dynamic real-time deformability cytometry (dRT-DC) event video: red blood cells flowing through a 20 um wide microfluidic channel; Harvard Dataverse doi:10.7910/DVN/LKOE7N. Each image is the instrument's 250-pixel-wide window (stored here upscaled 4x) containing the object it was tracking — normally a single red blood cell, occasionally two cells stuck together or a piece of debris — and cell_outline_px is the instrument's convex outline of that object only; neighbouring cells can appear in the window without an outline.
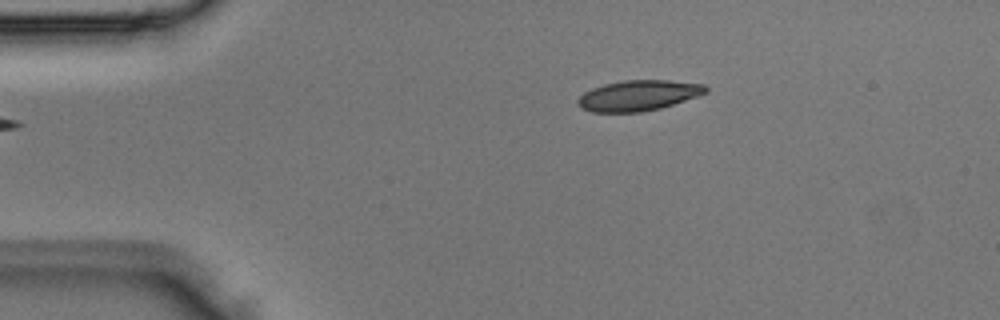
{"species": "Egyptian fruit bat (a non-hibernating species)", "species_latin": "Rousettus aegyptiacus", "temperature_condition": "room temperature", "stored_images_in_passage": 2, "camera_frame_rate_fps": 3000, "um_per_image_px": 0.085, "animal": {"sex": "male"}, "frame": {"image": 1, "passage_image": 2, "time_ms": 0.333, "image_size_px": [1000, 320], "cell_outline_px": [[708, 92], [660, 108], [640, 112], [592, 112], [580, 108], [576, 104], [576, 100], [584, 92], [592, 88], [604, 84], [624, 80], [668, 80], [704, 84], [708, 88]], "centroid_in_image_um": [54.21, 8.11], "position_along_channel_um": 30.8, "area_um2": 22.72}}